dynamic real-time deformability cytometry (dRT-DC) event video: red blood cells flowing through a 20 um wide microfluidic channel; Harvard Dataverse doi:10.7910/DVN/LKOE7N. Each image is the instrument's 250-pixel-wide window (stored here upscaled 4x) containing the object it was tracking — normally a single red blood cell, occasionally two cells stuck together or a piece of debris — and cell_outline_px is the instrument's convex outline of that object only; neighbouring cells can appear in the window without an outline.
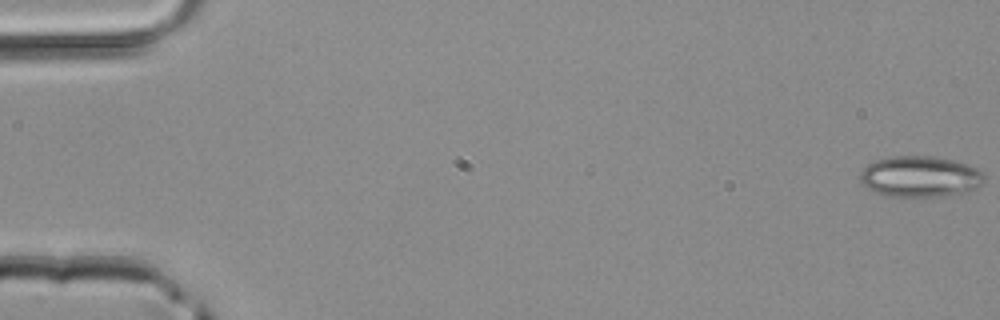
{"species": "common noctule bat (a hibernating species)", "species_latin": "Nyctalus noctula", "temperature_condition": "room temperature", "stored_images_in_passage": 4, "camera_frame_rate_fps": 3000, "um_per_image_px": 0.085, "animal": {"sex": "male", "body_mass_g": 20.4}, "frame": {"image": 1, "passage_image": 1, "time_ms": 0.0, "image_size_px": [1000, 320], "cell_outline_px": [[984, 180], [976, 188], [968, 192], [944, 196], [888, 196], [872, 192], [860, 180], [860, 172], [868, 164], [876, 160], [892, 156], [932, 156], [952, 160], [976, 168], [984, 176]], "centroid_in_image_um": [78.18, 15.02], "position_along_channel_um": 6.8, "area_um2": 29.48}}